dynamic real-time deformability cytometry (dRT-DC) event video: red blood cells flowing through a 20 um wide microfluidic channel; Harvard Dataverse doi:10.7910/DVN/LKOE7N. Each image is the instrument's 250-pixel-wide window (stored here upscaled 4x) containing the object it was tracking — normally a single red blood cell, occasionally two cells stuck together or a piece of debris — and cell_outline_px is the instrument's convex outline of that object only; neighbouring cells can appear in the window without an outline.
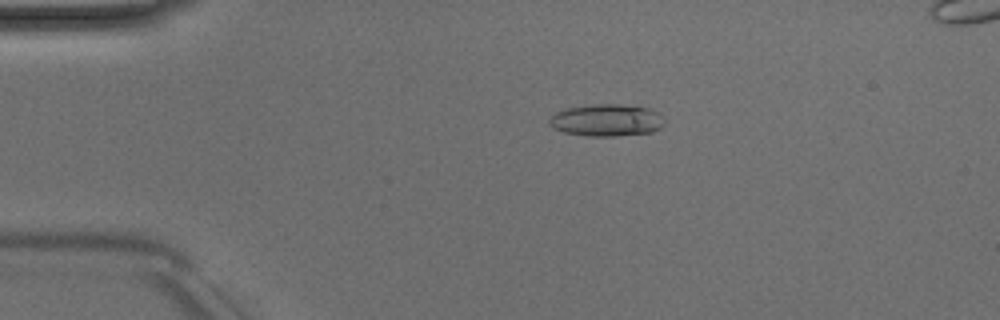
{"species": "Egyptian fruit bat (a non-hibernating species)", "species_latin": "Rousettus aegyptiacus", "temperature_condition": "room temperature", "stored_images_in_passage": 52, "segment_of_instrument_passage": [1, 2], "camera_frame_rate_fps": 3000, "um_per_image_px": 0.085, "animal": {"sex": "male"}, "frame": {"image": 1, "passage_image": 11, "time_ms": 3.333, "image_size_px": [1000, 320], "cell_outline_px": [[664, 124], [660, 128], [652, 132], [616, 136], [584, 136], [564, 132], [552, 128], [548, 124], [548, 120], [556, 112], [564, 108], [592, 104], [620, 104], [648, 108], [660, 112], [664, 120]], "centroid_in_image_um": [51.55, 10.21], "position_along_channel_um": 33.5, "area_um2": 21.85}}
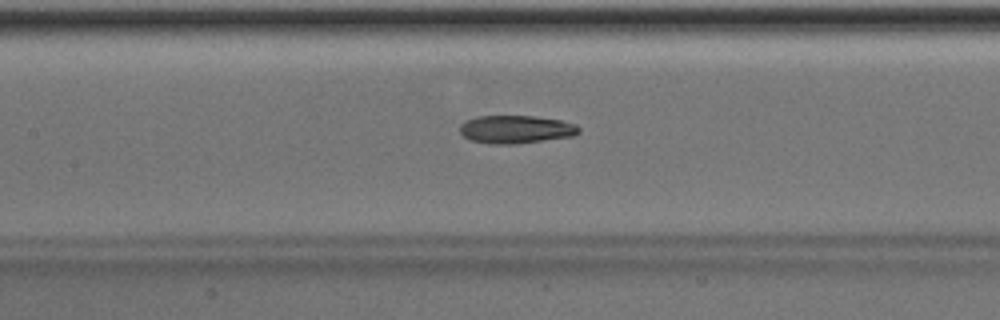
{"frame": {"image": 2, "passage_image": 24, "time_ms": 7.667, "image_size_px": [1000, 320], "cell_outline_px": [[580, 132], [572, 136], [516, 144], [488, 144], [468, 140], [460, 132], [460, 124], [476, 116], [536, 116], [560, 120], [576, 124], [580, 128]], "centroid_in_image_um": [43.84, 11.0], "position_along_channel_um": 163.6, "area_um2": 19.54}}
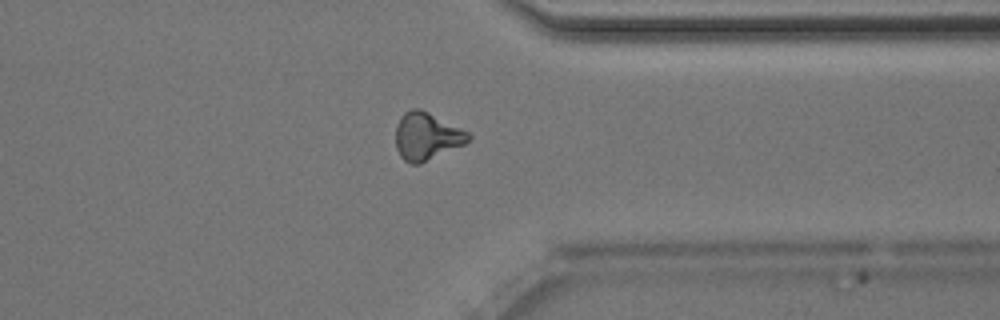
{"frame": {"image": 3, "passage_image": 40, "time_ms": 13.0, "image_size_px": [1000, 320], "cell_outline_px": [[472, 136], [464, 144], [420, 164], [408, 164], [400, 156], [396, 148], [396, 124], [400, 116], [404, 112], [412, 108], [420, 108], [468, 132]], "centroid_in_image_um": [36.22, 11.59], "position_along_channel_um": 375.2, "area_um2": 20.06}}